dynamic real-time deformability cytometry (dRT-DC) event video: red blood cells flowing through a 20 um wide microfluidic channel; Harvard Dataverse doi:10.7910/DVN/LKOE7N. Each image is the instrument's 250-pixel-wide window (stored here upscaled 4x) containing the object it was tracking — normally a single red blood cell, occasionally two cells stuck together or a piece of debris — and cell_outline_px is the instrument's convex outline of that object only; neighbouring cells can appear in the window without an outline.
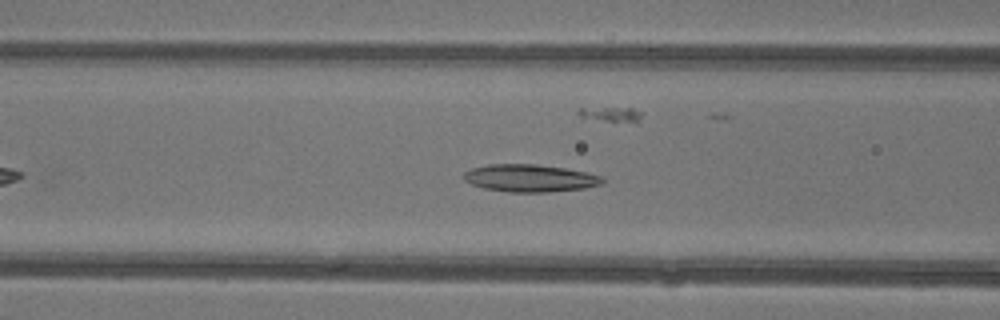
{"species": "common noctule bat (a hibernating species)", "species_latin": "Nyctalus noctula", "temperature_condition": "warm", "stored_images_in_passage": 31, "camera_frame_rate_fps": 3000, "um_per_image_px": 0.085, "animal": {"sex": "female"}, "frame": {"image": 1, "passage_image": 10, "time_ms": 3.0, "image_size_px": [1000, 320], "cell_outline_px": [[604, 184], [584, 188], [548, 192], [508, 192], [484, 188], [472, 184], [464, 180], [464, 172], [472, 168], [488, 164], [536, 164], [564, 168], [604, 176]], "centroid_in_image_um": [45.06, 15.14], "position_along_channel_um": 121.5, "area_um2": 22.2}}
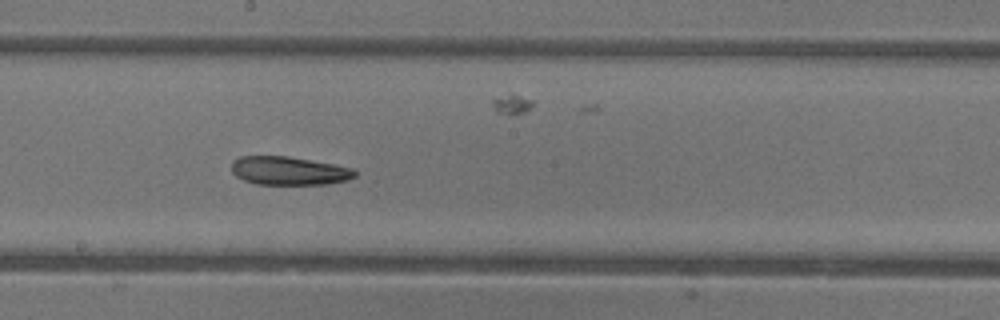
{"frame": {"image": 2, "passage_image": 17, "time_ms": 5.333, "image_size_px": [1000, 320], "cell_outline_px": [[356, 176], [348, 180], [328, 184], [256, 184], [244, 180], [236, 176], [232, 172], [232, 160], [240, 156], [288, 156], [336, 164], [352, 168], [356, 172]], "centroid_in_image_um": [24.57, 14.51], "position_along_channel_um": 223.6, "area_um2": 20.58}}
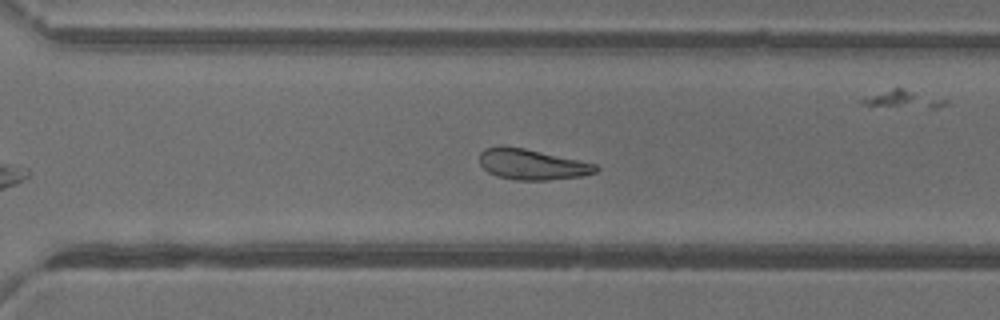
{"frame": {"image": 3, "passage_image": 24, "time_ms": 7.667, "image_size_px": [1000, 320], "cell_outline_px": [[600, 168], [596, 172], [584, 176], [548, 180], [516, 180], [496, 176], [488, 172], [480, 164], [480, 152], [484, 148], [524, 148], [596, 164]], "centroid_in_image_um": [45.26, 14.01], "position_along_channel_um": 325.3, "area_um2": 20.35}, "authors_computed_cell_mechanics": {"area_um2": 21.2704, "velocity_mm_per_s": 4.3739, "shape_relaxation_time_tau1_ms": null, "shape_relaxation_time_tau2_ms": 7.2907, "deformation_change_tau1": null, "deformation_change_tau2": 0.1875}}